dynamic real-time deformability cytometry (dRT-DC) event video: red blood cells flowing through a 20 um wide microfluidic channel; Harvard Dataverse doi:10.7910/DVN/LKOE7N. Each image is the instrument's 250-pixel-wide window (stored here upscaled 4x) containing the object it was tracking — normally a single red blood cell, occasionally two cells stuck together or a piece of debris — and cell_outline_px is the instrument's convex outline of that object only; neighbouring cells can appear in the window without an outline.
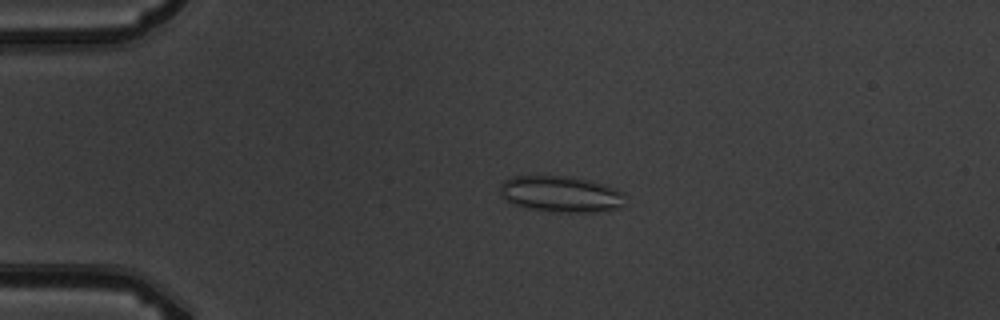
{"species": "common noctule bat (a hibernating species)", "species_latin": "Nyctalus noctula", "temperature_condition": "warm", "stored_images_in_passage": 5, "camera_frame_rate_fps": 3000, "um_per_image_px": 0.085, "animal": {"sex": "male", "body_mass_g": 19.5, "forearm_length_mm": 54.6}, "frame": {"image": 1, "passage_image": 4, "time_ms": 3.333, "image_size_px": [1000, 320], "cell_outline_px": [[624, 196], [620, 208], [600, 212], [552, 212], [528, 208], [512, 204], [500, 196], [500, 184], [504, 180], [512, 176], [572, 176], [604, 184], [616, 188], [624, 192]], "centroid_in_image_um": [47.66, 16.5], "position_along_channel_um": 37.3, "area_um2": 26.7}}